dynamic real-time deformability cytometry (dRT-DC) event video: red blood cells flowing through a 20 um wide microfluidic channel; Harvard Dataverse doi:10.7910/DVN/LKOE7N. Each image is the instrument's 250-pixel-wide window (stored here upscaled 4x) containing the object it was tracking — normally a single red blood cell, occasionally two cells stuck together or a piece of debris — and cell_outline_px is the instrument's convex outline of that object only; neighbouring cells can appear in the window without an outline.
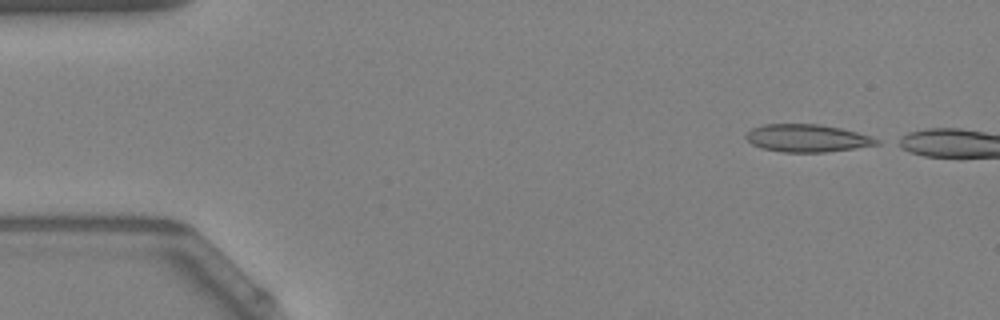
{"species": "Egyptian fruit bat (a non-hibernating species)", "species_latin": "Rousettus aegyptiacus", "temperature_condition": "warm", "stored_images_in_passage": 43, "camera_frame_rate_fps": 3000, "um_per_image_px": 0.085, "animal": {"sex": "female"}, "frame": {"image": 1, "passage_image": 1, "time_ms": 0.0, "image_size_px": [1000, 320], "cell_outline_px": [[880, 144], [856, 148], [824, 152], [784, 152], [764, 148], [752, 144], [744, 136], [752, 128], [764, 124], [820, 124], [840, 128], [872, 136], [880, 140]], "centroid_in_image_um": [68.63, 11.74], "position_along_channel_um": 16.4, "area_um2": 20.92}}
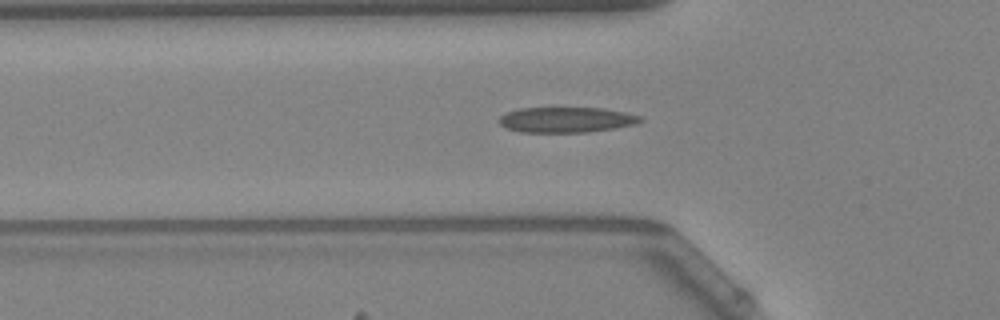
{"frame": {"image": 2, "passage_image": 14, "time_ms": 4.333, "image_size_px": [1000, 320], "cell_outline_px": [[644, 120], [636, 124], [588, 132], [520, 132], [508, 128], [500, 124], [500, 116], [508, 112], [520, 108], [604, 108], [624, 112], [640, 116]], "centroid_in_image_um": [48.15, 10.18], "position_along_channel_um": 77.6, "area_um2": 20.69}}
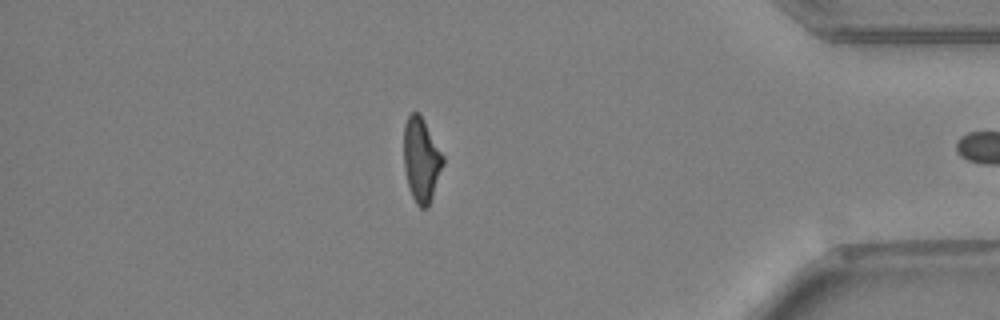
{"frame": {"image": 3, "passage_image": 42, "time_ms": 13.667, "image_size_px": [1000, 320], "cell_outline_px": [[444, 164], [428, 208], [420, 208], [416, 204], [412, 196], [408, 184], [404, 168], [404, 124], [408, 116], [412, 112], [416, 112], [420, 116], [444, 156]], "centroid_in_image_um": [35.81, 13.63], "position_along_channel_um": 399.4, "area_um2": 18.96}}